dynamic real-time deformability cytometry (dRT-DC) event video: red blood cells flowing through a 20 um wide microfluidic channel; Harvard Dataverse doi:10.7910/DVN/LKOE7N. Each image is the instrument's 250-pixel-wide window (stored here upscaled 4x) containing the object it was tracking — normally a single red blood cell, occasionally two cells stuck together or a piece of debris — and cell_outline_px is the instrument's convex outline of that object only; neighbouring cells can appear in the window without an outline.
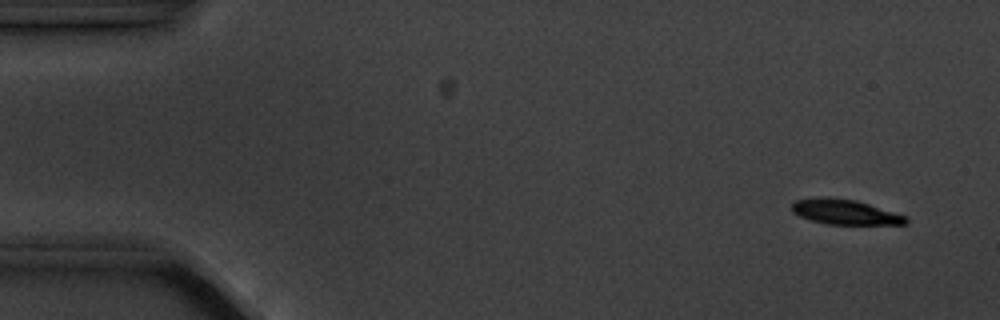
{"species": "common noctule bat (a hibernating species)", "species_latin": "Nyctalus noctula", "temperature_condition": "cold", "stored_images_in_passage": 5, "camera_frame_rate_fps": 3000, "um_per_image_px": 0.085, "animal": {"sex": "male", "body_mass_g": 20.1, "forearm_length_mm": 53.5}, "frame": {"image": 1, "passage_image": 1, "time_ms": 0.0, "image_size_px": [1000, 320], "cell_outline_px": [[908, 224], [828, 224], [812, 220], [800, 216], [792, 212], [792, 204], [796, 200], [824, 196], [828, 196], [856, 200], [908, 216]], "centroid_in_image_um": [71.85, 18.01], "position_along_channel_um": 13.2, "area_um2": 16.65}}